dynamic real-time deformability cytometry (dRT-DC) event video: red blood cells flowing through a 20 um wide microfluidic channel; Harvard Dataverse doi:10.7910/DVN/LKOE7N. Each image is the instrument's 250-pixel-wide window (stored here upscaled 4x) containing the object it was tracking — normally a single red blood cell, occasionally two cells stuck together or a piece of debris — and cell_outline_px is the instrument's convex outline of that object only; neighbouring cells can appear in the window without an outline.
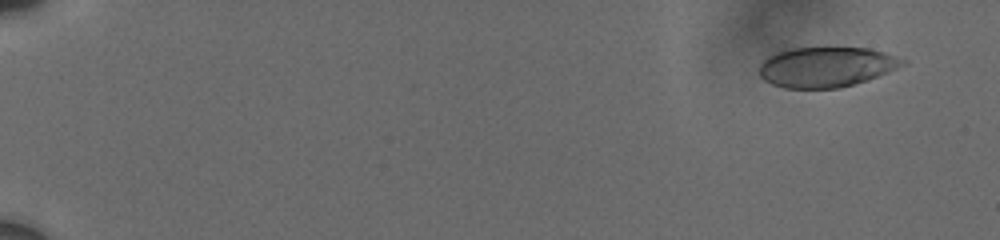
{"species": "human", "species_latin": "Homo sapiens", "temperature_condition": "cold", "stored_images_in_passage": 10, "camera_frame_rate_fps": 3000, "um_per_image_px": 0.085, "donor": {"sex": "male"}, "frame": {"image": 1, "passage_image": 2, "time_ms": 0.667, "image_size_px": [1000, 240], "cell_outline_px": [[908, 60], [904, 64], [876, 76], [852, 84], [836, 88], [784, 88], [772, 84], [764, 80], [760, 76], [760, 64], [768, 56], [776, 52], [792, 48], [868, 48], [884, 52]], "centroid_in_image_um": [70.19, 5.68], "position_along_channel_um": 14.8, "area_um2": 33.06}}
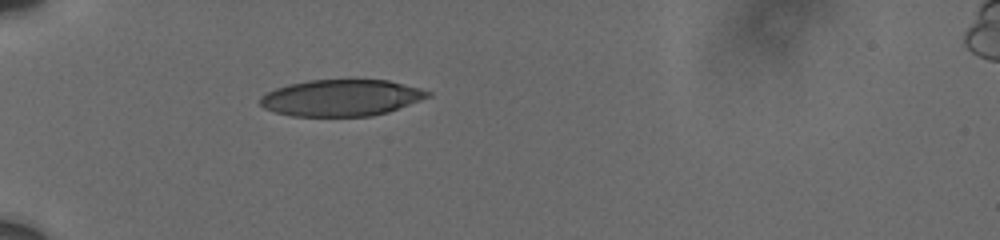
{"frame": {"image": 2, "passage_image": 7, "time_ms": 6.0, "image_size_px": [1000, 240], "cell_outline_px": [[432, 96], [388, 112], [372, 116], [292, 116], [276, 112], [264, 108], [260, 104], [260, 96], [276, 88], [288, 84], [308, 80], [388, 80], [420, 88], [432, 92]], "centroid_in_image_um": [29.02, 8.31], "position_along_channel_um": 56.0, "area_um2": 35.66}}
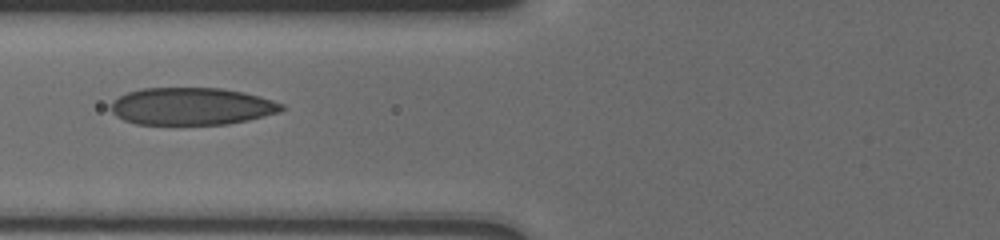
{"frame": {"image": 3, "passage_image": 9, "time_ms": 8.0, "image_size_px": [1000, 240], "cell_outline_px": [[284, 108], [280, 112], [248, 120], [228, 124], [136, 124], [124, 120], [116, 116], [112, 112], [112, 100], [128, 92], [144, 88], [224, 88], [244, 92], [260, 96], [284, 104]], "centroid_in_image_um": [16.31, 9.03], "position_along_channel_um": 109.5, "area_um2": 37.17}}